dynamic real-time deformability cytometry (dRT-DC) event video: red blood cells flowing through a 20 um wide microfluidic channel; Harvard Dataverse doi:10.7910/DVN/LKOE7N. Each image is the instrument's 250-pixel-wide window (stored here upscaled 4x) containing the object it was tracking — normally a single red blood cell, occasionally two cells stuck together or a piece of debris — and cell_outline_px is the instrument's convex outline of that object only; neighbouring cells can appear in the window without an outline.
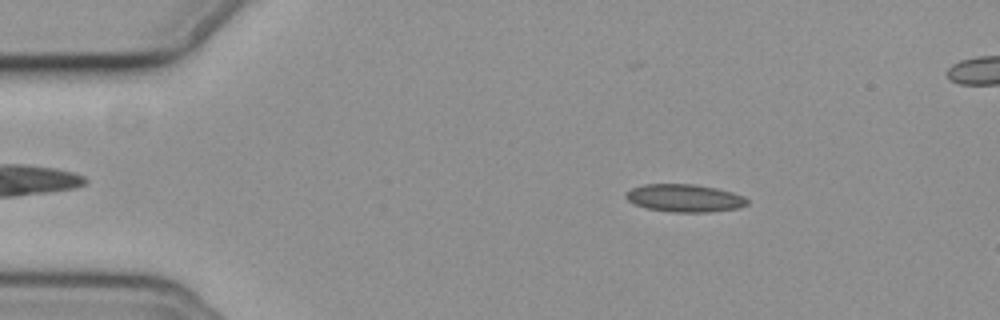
{"species": "common noctule bat (a hibernating species)", "species_latin": "Nyctalus noctula", "temperature_condition": "cold", "stored_images_in_passage": 55, "camera_frame_rate_fps": 3000, "um_per_image_px": 0.085, "animal": {"sex": "female", "body_mass_g": 19.3, "forearm_length_mm": 54.1}, "frame": {"image": 1, "passage_image": 9, "time_ms": 2.667, "image_size_px": [1000, 320], "cell_outline_px": [[748, 204], [740, 208], [708, 212], [676, 212], [648, 208], [636, 204], [628, 200], [624, 196], [632, 188], [644, 184], [696, 184], [716, 188], [732, 192], [744, 196], [748, 200]], "centroid_in_image_um": [58.23, 16.83], "position_along_channel_um": 26.8, "area_um2": 19.48}}
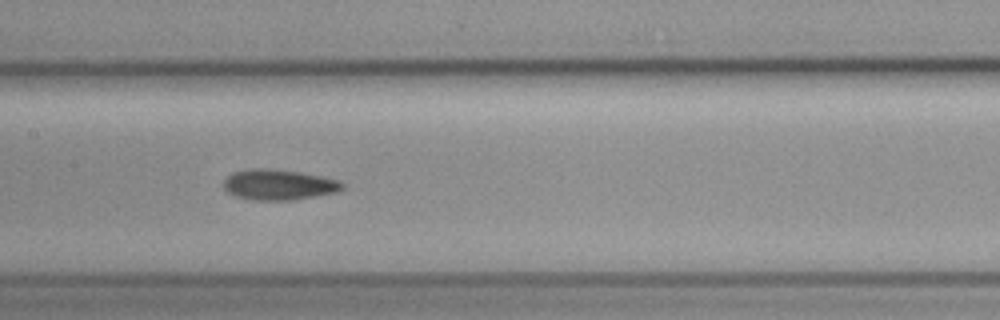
{"frame": {"image": 2, "passage_image": 26, "time_ms": 8.333, "image_size_px": [1000, 320], "cell_outline_px": [[344, 188], [340, 192], [292, 200], [252, 200], [236, 196], [228, 192], [224, 188], [224, 180], [232, 172], [248, 168], [268, 168], [296, 172], [320, 176], [336, 180], [344, 184]], "centroid_in_image_um": [23.68, 15.7], "position_along_channel_um": 183.7, "area_um2": 21.1}}
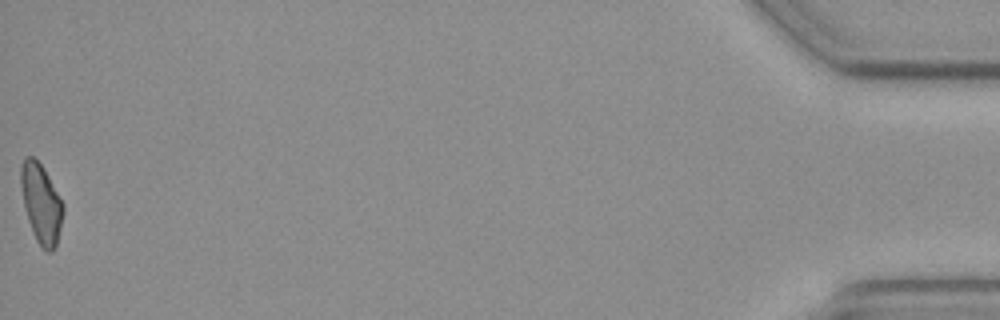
{"frame": {"image": 3, "passage_image": 55, "time_ms": 18.0, "image_size_px": [1000, 320], "cell_outline_px": [[64, 212], [56, 248], [52, 252], [48, 252], [40, 248], [32, 232], [28, 220], [24, 204], [20, 184], [20, 168], [24, 160], [28, 156], [32, 156], [44, 168], [64, 204]], "centroid_in_image_um": [3.51, 17.34], "position_along_channel_um": 431.7, "area_um2": 19.65}, "authors_computed_cell_mechanics": {"area_um2": 19.8254, "velocity_mm_per_s": 3.6812, "shape_relaxation_time_tau1_ms": null, "shape_relaxation_time_tau2_ms": 7.7185, "deformation_change_tau1": null, "deformation_change_tau2": 0.1226}}